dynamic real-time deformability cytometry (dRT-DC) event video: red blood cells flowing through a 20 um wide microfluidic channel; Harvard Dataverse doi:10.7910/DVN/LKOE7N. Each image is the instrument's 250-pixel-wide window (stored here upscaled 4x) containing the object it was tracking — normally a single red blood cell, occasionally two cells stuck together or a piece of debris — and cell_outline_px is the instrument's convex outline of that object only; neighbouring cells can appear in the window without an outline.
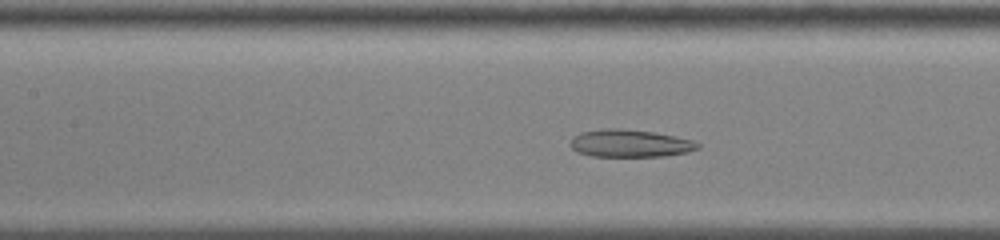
{"species": "common noctule bat (a hibernating species)", "species_latin": "Nyctalus noctula", "temperature_condition": "cold", "stored_images_in_passage": 43, "camera_frame_rate_fps": 3000, "um_per_image_px": 0.085, "animal": {"sex": "male", "body_mass_g": 13.0, "forearm_length_mm": 53.1}, "frame": {"image": 1, "passage_image": 14, "time_ms": 4.333, "image_size_px": [1000, 240], "cell_outline_px": [[700, 148], [688, 152], [664, 156], [592, 156], [580, 152], [572, 148], [568, 144], [572, 136], [580, 132], [604, 128], [616, 128], [652, 132], [692, 140], [700, 144]], "centroid_in_image_um": [53.51, 12.18], "position_along_channel_um": 153.9, "area_um2": 20.35}}
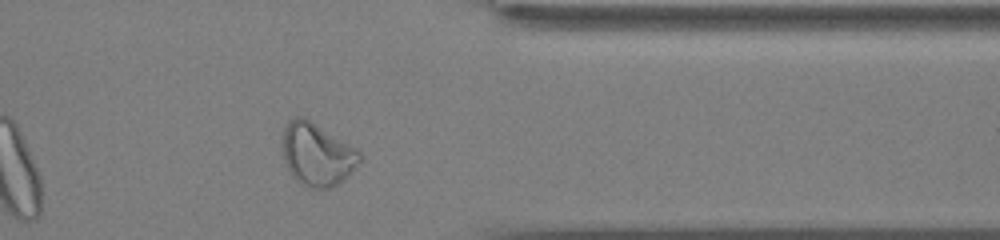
{"frame": {"image": 2, "passage_image": 34, "time_ms": 11.0, "image_size_px": [1000, 240], "cell_outline_px": [[360, 164], [352, 172], [336, 184], [328, 188], [308, 188], [300, 184], [292, 176], [284, 160], [284, 128], [288, 120], [296, 116], [304, 116], [356, 148], [360, 152]], "centroid_in_image_um": [26.95, 13.12], "position_along_channel_um": 384.4, "area_um2": 28.03}}
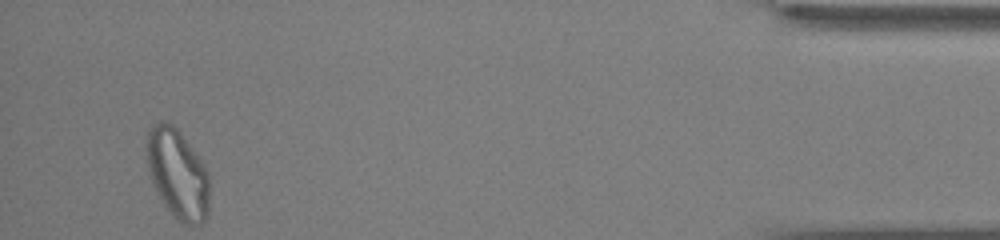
{"frame": {"image": 3, "passage_image": 42, "time_ms": 13.667, "image_size_px": [1000, 240], "cell_outline_px": [[208, 216], [200, 224], [180, 224], [172, 216], [164, 204], [152, 180], [148, 168], [144, 144], [148, 128], [152, 124], [160, 120], [168, 120], [180, 132], [192, 148], [208, 172]], "centroid_in_image_um": [15.06, 14.74], "position_along_channel_um": 420.1, "area_um2": 33.0}, "authors_computed_cell_mechanics": {"area_um2": 24.5072, "velocity_mm_per_s": 3.559, "shape_relaxation_time_tau1_ms": null, "shape_relaxation_time_tau2_ms": 1.8568, "deformation_change_tau1": null, "deformation_change_tau2": 0.0994}}